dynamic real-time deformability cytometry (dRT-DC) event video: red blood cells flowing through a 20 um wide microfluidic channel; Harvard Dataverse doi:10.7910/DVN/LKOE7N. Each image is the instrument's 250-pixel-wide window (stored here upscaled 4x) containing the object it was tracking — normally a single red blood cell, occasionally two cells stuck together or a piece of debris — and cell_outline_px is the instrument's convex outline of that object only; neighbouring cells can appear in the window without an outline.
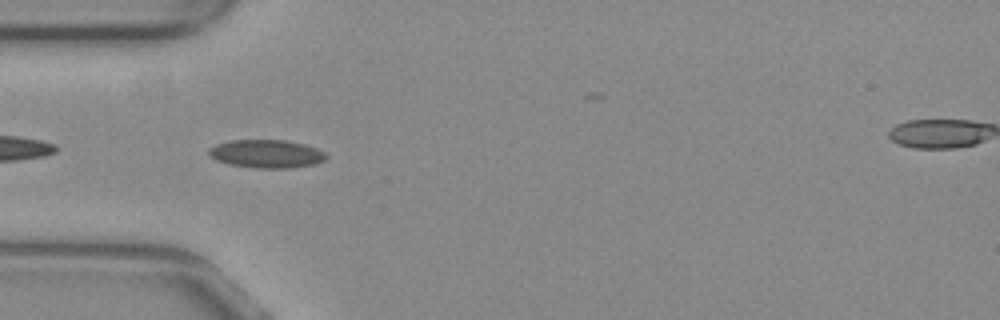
{"species": "common noctule bat (a hibernating species)", "species_latin": "Nyctalus noctula", "temperature_condition": "warm", "stored_images_in_passage": 30, "camera_frame_rate_fps": 3000, "um_per_image_px": 0.085, "animal": {"sex": "female", "body_mass_g": 29.2, "forearm_length_mm": 56.3}, "frame": {"image": 1, "passage_image": 2, "time_ms": 0.333, "image_size_px": [1000, 320], "cell_outline_px": [[328, 156], [324, 160], [316, 164], [288, 168], [256, 168], [232, 164], [216, 160], [208, 156], [208, 148], [216, 144], [232, 140], [288, 140], [304, 144], [316, 148], [324, 152]], "centroid_in_image_um": [22.65, 13.07], "position_along_channel_um": 62.4, "area_um2": 19.31}}
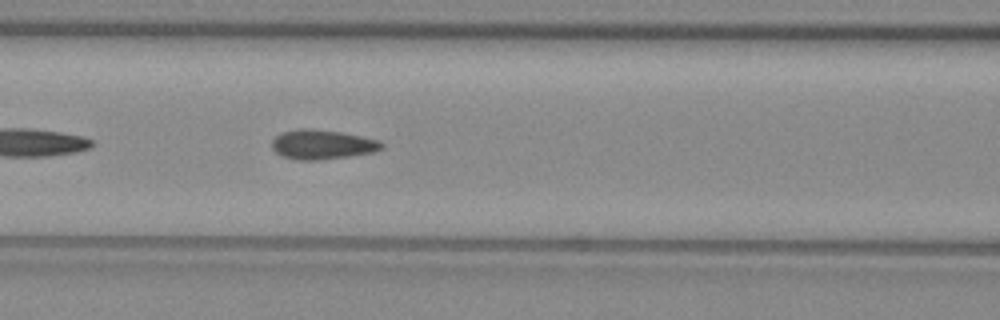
{"frame": {"image": 2, "passage_image": 8, "time_ms": 2.333, "image_size_px": [1000, 320], "cell_outline_px": [[384, 148], [372, 152], [348, 156], [320, 160], [296, 160], [284, 156], [276, 152], [272, 148], [272, 140], [280, 132], [300, 128], [308, 128], [340, 132], [380, 140], [384, 144]], "centroid_in_image_um": [27.38, 12.28], "position_along_channel_um": 139.2, "area_um2": 18.84}}
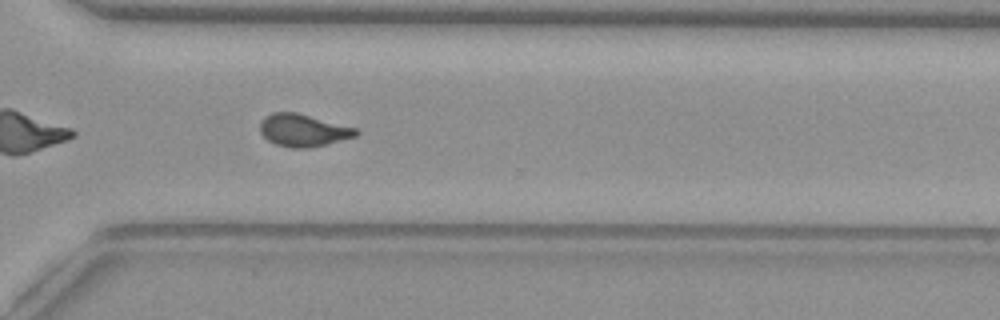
{"frame": {"image": 3, "passage_image": 24, "time_ms": 7.667, "image_size_px": [1000, 320], "cell_outline_px": [[360, 132], [356, 136], [308, 148], [288, 148], [276, 144], [268, 140], [260, 132], [260, 120], [264, 116], [272, 112], [296, 112], [356, 128]], "centroid_in_image_um": [25.72, 11.07], "position_along_channel_um": 344.9, "area_um2": 18.03}}